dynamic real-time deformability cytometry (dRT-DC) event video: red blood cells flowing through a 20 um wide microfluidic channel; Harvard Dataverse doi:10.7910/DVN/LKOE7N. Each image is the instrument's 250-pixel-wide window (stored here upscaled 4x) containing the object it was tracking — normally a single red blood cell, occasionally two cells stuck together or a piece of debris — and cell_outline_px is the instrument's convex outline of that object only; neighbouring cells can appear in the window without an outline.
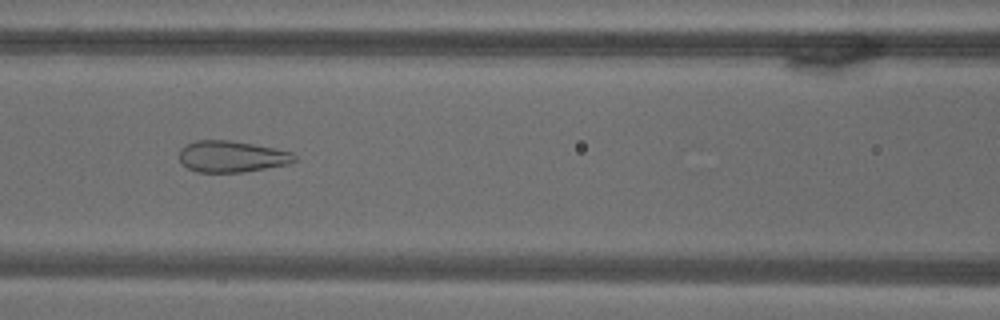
{"species": "common noctule bat (a hibernating species)", "species_latin": "Nyctalus noctula", "temperature_condition": "warm", "stored_images_in_passage": 63, "camera_frame_rate_fps": 3000, "um_per_image_px": 0.085, "animal": {"sex": "male", "body_mass_g": 18.8}, "frame": {"image": 1, "passage_image": 23, "time_ms": 7.333, "image_size_px": [1000, 320], "cell_outline_px": [[296, 160], [288, 164], [244, 172], [196, 172], [180, 164], [180, 148], [196, 140], [232, 140], [276, 148], [292, 152], [296, 156]], "centroid_in_image_um": [19.69, 13.3], "position_along_channel_um": 146.9, "area_um2": 21.21}}
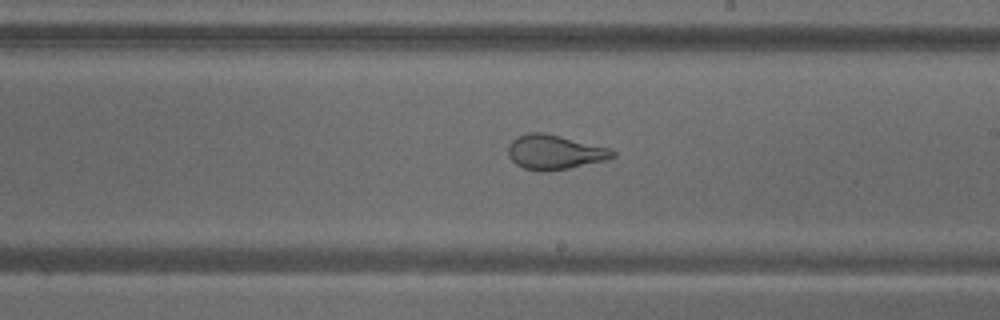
{"frame": {"image": 2, "passage_image": 33, "time_ms": 10.667, "image_size_px": [1000, 320], "cell_outline_px": [[616, 156], [604, 160], [568, 168], [540, 172], [524, 168], [516, 164], [508, 156], [508, 144], [516, 136], [528, 132], [544, 132], [612, 148], [616, 152]], "centroid_in_image_um": [47.13, 12.91], "position_along_channel_um": 241.9, "area_um2": 21.15}}
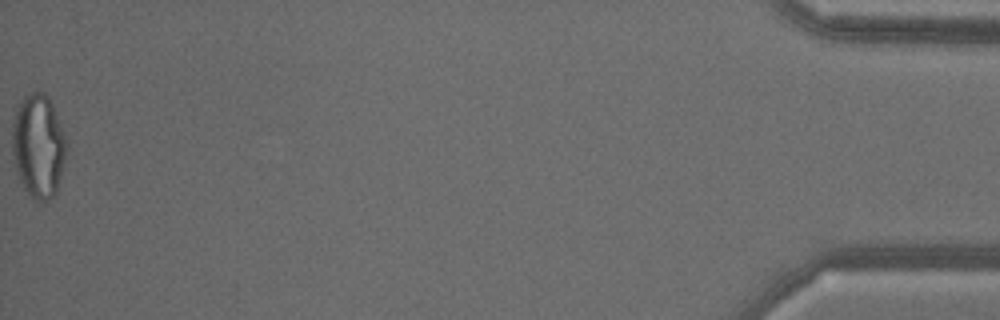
{"frame": {"image": 3, "passage_image": 63, "time_ms": 20.667, "image_size_px": [1000, 320], "cell_outline_px": [[68, 148], [64, 164], [56, 192], [48, 200], [36, 204], [32, 200], [24, 188], [20, 180], [16, 168], [12, 152], [12, 124], [16, 108], [20, 100], [28, 92], [44, 92], [52, 104], [64, 132], [68, 144]], "centroid_in_image_um": [3.26, 12.42], "position_along_channel_um": 431.9, "area_um2": 33.23}}